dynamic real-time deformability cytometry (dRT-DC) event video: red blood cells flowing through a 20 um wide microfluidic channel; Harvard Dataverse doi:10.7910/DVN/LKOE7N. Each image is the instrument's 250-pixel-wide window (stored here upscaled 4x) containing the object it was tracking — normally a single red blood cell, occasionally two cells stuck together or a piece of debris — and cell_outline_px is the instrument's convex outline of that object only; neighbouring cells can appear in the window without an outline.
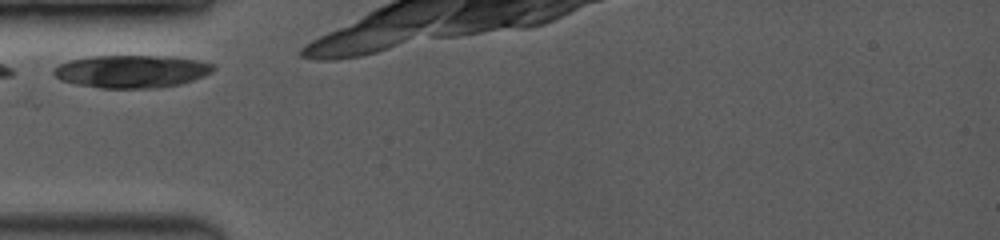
{"species": "common noctule bat (a hibernating species)", "species_latin": "Nyctalus noctula", "temperature_condition": "room temperature", "stored_images_in_passage": 10, "camera_frame_rate_fps": 3500, "um_per_image_px": 0.085, "animal": {"sex": "female", "body_mass_g": 19.0, "forearm_length_mm": 53.3}, "frame": {"image": 1, "passage_image": 1, "time_ms": 0.0, "image_size_px": [1000, 240], "cell_outline_px": [[216, 68], [212, 72], [204, 76], [180, 84], [156, 88], [100, 88], [76, 84], [60, 80], [52, 72], [52, 68], [68, 60], [92, 56], [172, 56], [200, 60], [216, 64]], "centroid_in_image_um": [11.21, 6.06], "position_along_channel_um": 73.8, "area_um2": 30.75}}